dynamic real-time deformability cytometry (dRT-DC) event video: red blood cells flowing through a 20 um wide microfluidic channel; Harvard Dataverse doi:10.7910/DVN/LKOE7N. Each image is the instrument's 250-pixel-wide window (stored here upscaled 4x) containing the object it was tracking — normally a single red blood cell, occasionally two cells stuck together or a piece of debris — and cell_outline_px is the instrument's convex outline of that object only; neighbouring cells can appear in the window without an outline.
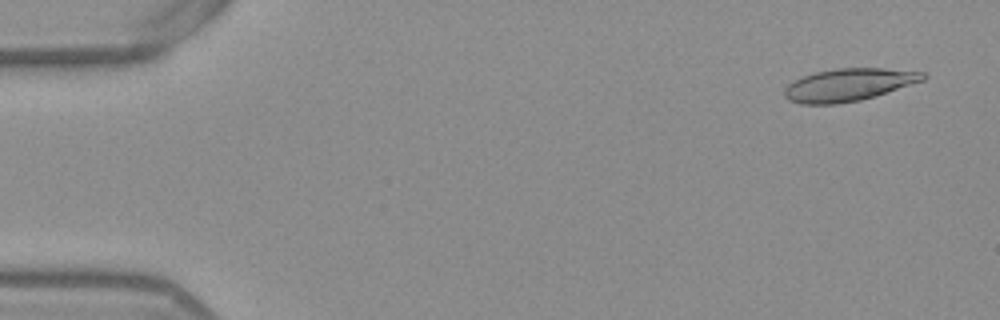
{"species": "Egyptian fruit bat (a non-hibernating species)", "species_latin": "Rousettus aegyptiacus", "temperature_condition": "warm", "stored_images_in_passage": 52, "camera_frame_rate_fps": 3000, "um_per_image_px": 0.085, "frame": {"image": 1, "passage_image": 3, "time_ms": 0.667, "image_size_px": [1000, 320], "cell_outline_px": [[928, 76], [924, 80], [876, 96], [860, 100], [836, 104], [800, 104], [788, 100], [784, 96], [784, 88], [788, 84], [804, 76], [816, 72], [836, 68], [884, 68], [924, 72]], "centroid_in_image_um": [72.14, 7.21], "position_along_channel_um": 12.9, "area_um2": 26.3}}
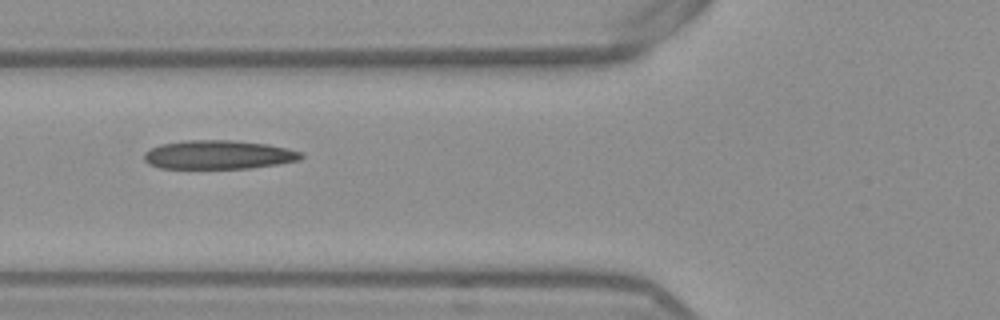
{"frame": {"image": 2, "passage_image": 20, "time_ms": 6.333, "image_size_px": [1000, 320], "cell_outline_px": [[304, 156], [300, 160], [252, 168], [160, 168], [148, 164], [144, 160], [144, 152], [160, 144], [184, 140], [232, 140], [268, 144], [288, 148], [304, 152]], "centroid_in_image_um": [18.59, 13.15], "position_along_channel_um": 107.2, "area_um2": 26.53}}
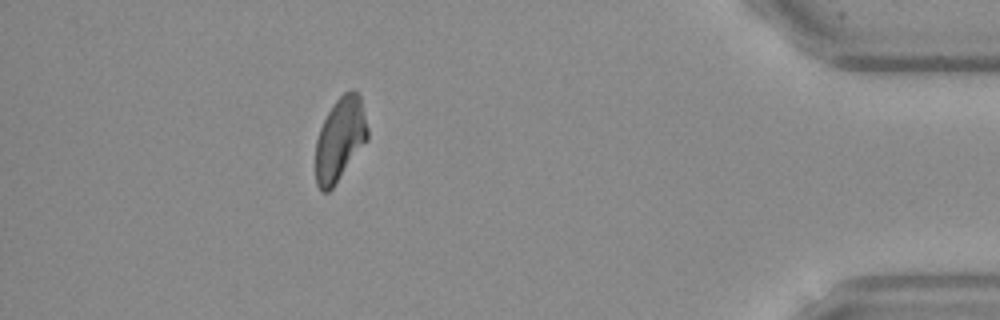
{"frame": {"image": 3, "passage_image": 47, "time_ms": 15.333, "image_size_px": [1000, 320], "cell_outline_px": [[368, 140], [332, 188], [328, 192], [320, 192], [316, 184], [316, 140], [320, 128], [328, 112], [336, 100], [344, 92], [352, 88], [360, 96], [368, 128]], "centroid_in_image_um": [28.9, 11.83], "position_along_channel_um": 406.3, "area_um2": 25.2}, "authors_computed_cell_mechanics": {"area_um2": 26.3568, "velocity_mm_per_s": 3.865, "shape_relaxation_time_tau1_ms": 8.5361, "shape_relaxation_time_tau2_ms": 3.1478, "deformation_change_tau1": 0.2043, "deformation_change_tau2": 0.1214}}